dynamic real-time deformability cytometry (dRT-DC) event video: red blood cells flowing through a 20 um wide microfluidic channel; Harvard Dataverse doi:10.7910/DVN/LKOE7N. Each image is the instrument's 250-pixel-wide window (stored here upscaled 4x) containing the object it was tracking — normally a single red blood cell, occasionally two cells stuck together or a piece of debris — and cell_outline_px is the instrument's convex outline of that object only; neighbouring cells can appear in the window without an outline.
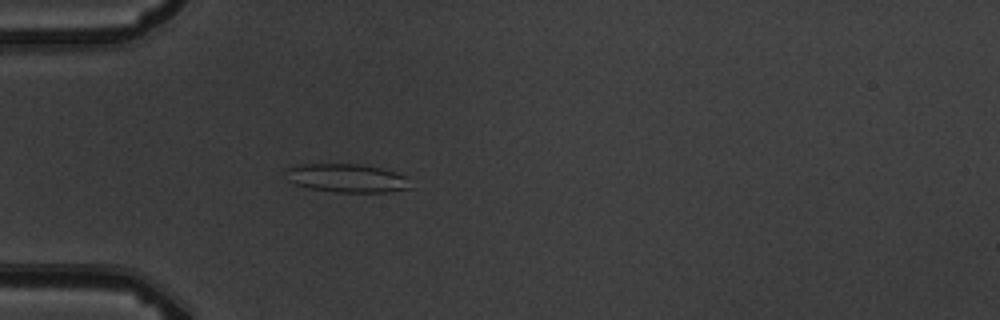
{"species": "common noctule bat (a hibernating species)", "species_latin": "Nyctalus noctula", "temperature_condition": "warm", "stored_images_in_passage": 5, "camera_frame_rate_fps": 3000, "um_per_image_px": 0.085, "animal": {"sex": "male", "body_mass_g": 19.5, "forearm_length_mm": 54.6}, "frame": {"image": 1, "passage_image": 5, "time_ms": 4.667, "image_size_px": [1000, 320], "cell_outline_px": [[412, 188], [388, 192], [336, 192], [308, 188], [296, 184], [288, 180], [284, 172], [284, 168], [300, 164], [360, 164], [380, 168], [396, 172], [404, 176]], "centroid_in_image_um": [29.43, 15.13], "position_along_channel_um": 55.6, "area_um2": 20.75}}